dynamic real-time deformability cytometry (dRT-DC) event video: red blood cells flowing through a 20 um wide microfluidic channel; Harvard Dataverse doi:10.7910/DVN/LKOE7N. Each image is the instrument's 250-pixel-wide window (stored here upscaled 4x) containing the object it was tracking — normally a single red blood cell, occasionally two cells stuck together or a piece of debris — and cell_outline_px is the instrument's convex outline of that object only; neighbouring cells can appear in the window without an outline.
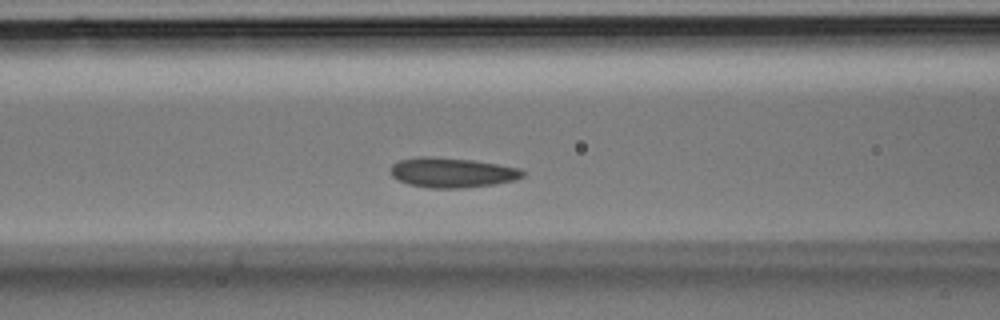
{"species": "Egyptian fruit bat (a non-hibernating species)", "species_latin": "Rousettus aegyptiacus", "temperature_condition": "room temperature", "stored_images_in_passage": 33, "segment_of_instrument_passage": [1, 2], "camera_frame_rate_fps": 3000, "um_per_image_px": 0.085, "animal": {"sex": "male"}, "frame": {"image": 1, "passage_image": 11, "time_ms": 3.333, "image_size_px": [1000, 320], "cell_outline_px": [[524, 176], [516, 180], [492, 184], [464, 188], [428, 188], [408, 184], [396, 180], [388, 172], [392, 164], [400, 160], [416, 156], [432, 156], [472, 160], [520, 168], [524, 172]], "centroid_in_image_um": [38.36, 14.67], "position_along_channel_um": 128.2, "area_um2": 23.24}}
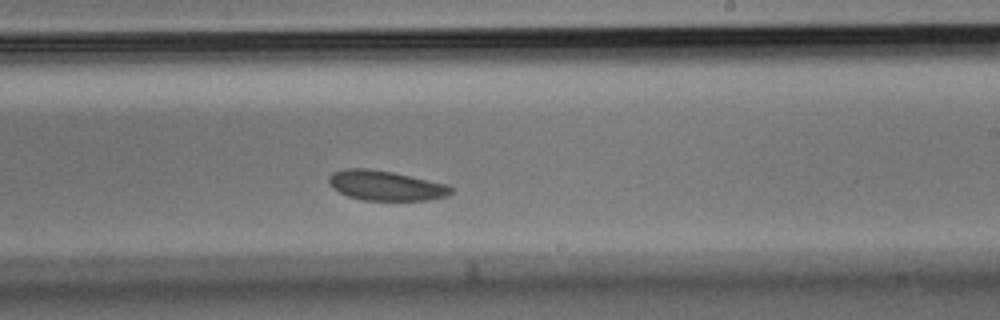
{"frame": {"image": 2, "passage_image": 18, "time_ms": 5.667, "image_size_px": [1000, 320], "cell_outline_px": [[452, 192], [448, 196], [428, 200], [364, 200], [348, 196], [332, 188], [328, 184], [328, 176], [332, 172], [344, 168], [368, 168], [392, 172], [448, 184], [452, 188]], "centroid_in_image_um": [32.76, 15.76], "position_along_channel_um": 256.2, "area_um2": 21.39}}
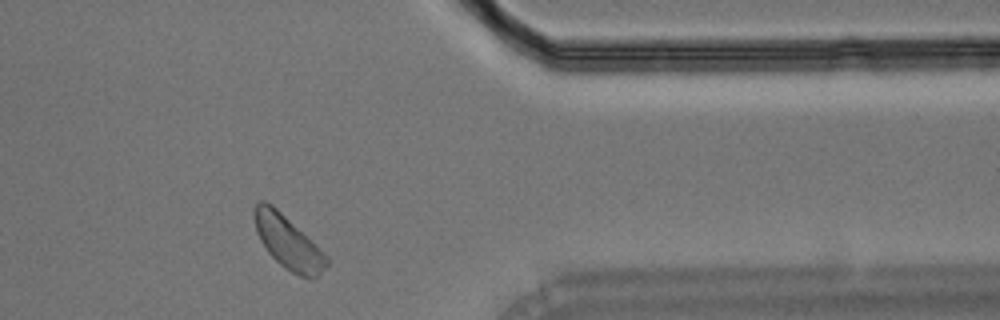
{"frame": {"image": 3, "passage_image": 26, "time_ms": 8.333, "image_size_px": [1000, 320], "cell_outline_px": [[328, 264], [312, 280], [300, 276], [284, 268], [268, 252], [260, 240], [256, 232], [252, 216], [252, 208], [256, 200], [264, 200], [272, 204], [324, 252], [328, 256]], "centroid_in_image_um": [24.42, 20.55], "position_along_channel_um": 387.0, "area_um2": 22.43}}